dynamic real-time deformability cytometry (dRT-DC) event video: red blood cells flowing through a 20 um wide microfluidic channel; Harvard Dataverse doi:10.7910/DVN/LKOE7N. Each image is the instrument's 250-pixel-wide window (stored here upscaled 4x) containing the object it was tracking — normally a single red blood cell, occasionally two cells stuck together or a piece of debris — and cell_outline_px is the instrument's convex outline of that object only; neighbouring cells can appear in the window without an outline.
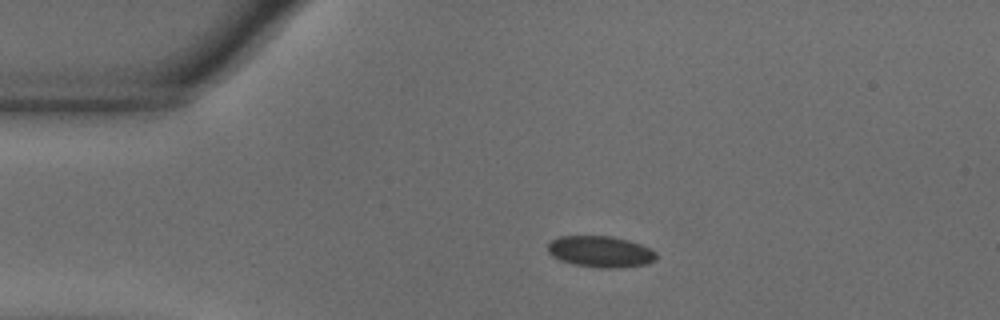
{"species": "common noctule bat (a hibernating species)", "species_latin": "Nyctalus noctula", "temperature_condition": "warm", "stored_images_in_passage": 45, "camera_frame_rate_fps": 3000, "um_per_image_px": 0.085, "animal": {"sex": "male", "body_mass_g": 18.8}, "frame": {"image": 1, "passage_image": 1, "time_ms": 0.0, "image_size_px": [1000, 320], "cell_outline_px": [[656, 260], [644, 264], [616, 268], [600, 268], [576, 264], [560, 260], [552, 256], [548, 252], [548, 244], [552, 240], [560, 236], [612, 236], [628, 240], [640, 244], [656, 252]], "centroid_in_image_um": [51.03, 21.38], "position_along_channel_um": 34.0, "area_um2": 19.59}}
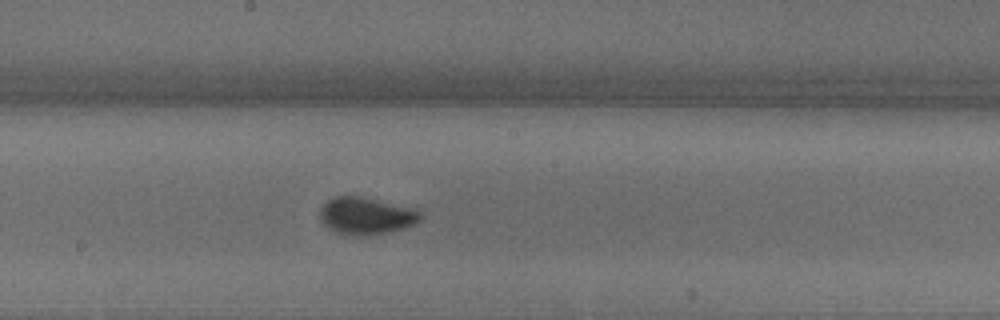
{"frame": {"image": 2, "passage_image": 19, "time_ms": 6.0, "image_size_px": [1000, 320], "cell_outline_px": [[420, 220], [412, 224], [388, 232], [368, 236], [348, 236], [324, 224], [320, 216], [320, 208], [328, 200], [336, 196], [360, 196], [416, 208], [420, 212]], "centroid_in_image_um": [31.12, 18.34], "position_along_channel_um": 217.1, "area_um2": 21.5}}
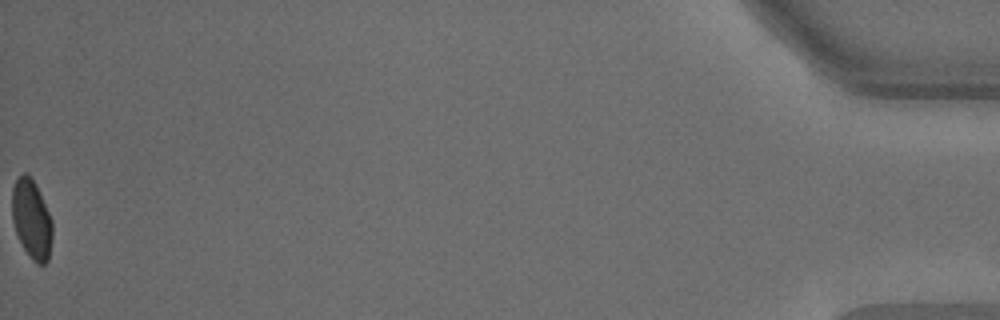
{"frame": {"image": 3, "passage_image": 45, "time_ms": 14.667, "image_size_px": [1000, 320], "cell_outline_px": [[52, 240], [48, 260], [44, 264], [36, 264], [32, 260], [24, 248], [16, 232], [12, 220], [12, 188], [16, 180], [24, 172], [28, 172], [36, 184], [52, 220]], "centroid_in_image_um": [2.69, 18.62], "position_along_channel_um": 432.5, "area_um2": 18.61}, "authors_computed_cell_mechanics": {"area_um2": 19.8832, "velocity_mm_per_s": 3.662, "shape_relaxation_time_tau1_ms": 4.1495, "shape_relaxation_time_tau2_ms": null, "deformation_change_tau1": 0.1296, "deformation_change_tau2": null}}